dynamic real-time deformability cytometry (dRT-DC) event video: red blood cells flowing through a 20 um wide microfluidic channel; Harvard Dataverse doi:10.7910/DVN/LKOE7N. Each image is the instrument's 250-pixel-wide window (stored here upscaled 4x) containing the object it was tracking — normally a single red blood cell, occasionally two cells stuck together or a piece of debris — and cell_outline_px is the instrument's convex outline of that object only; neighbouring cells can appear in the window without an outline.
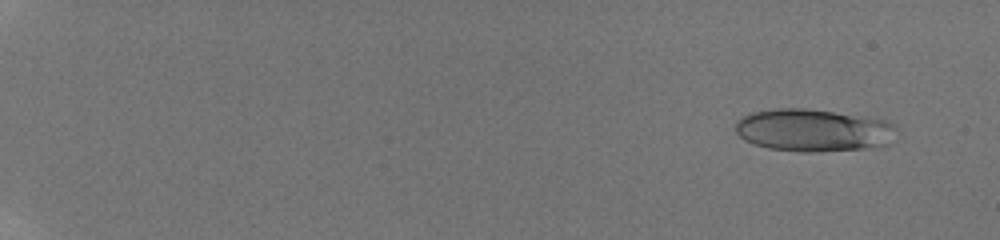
{"species": "human", "species_latin": "Homo sapiens", "temperature_condition": "room temperature", "stored_images_in_passage": 94, "camera_frame_rate_fps": 3000, "um_per_image_px": 0.085, "donor": {"sex": "male"}, "frame": {"image": 1, "passage_image": 10, "time_ms": 1.333, "image_size_px": [1000, 240], "cell_outline_px": [[892, 128], [888, 144], [864, 148], [812, 152], [800, 152], [768, 148], [744, 140], [736, 132], [736, 120], [752, 112], [776, 108], [804, 108], [832, 112], [884, 120], [892, 124]], "centroid_in_image_um": [69.01, 11.07], "position_along_channel_um": 16.0, "area_um2": 39.07}}
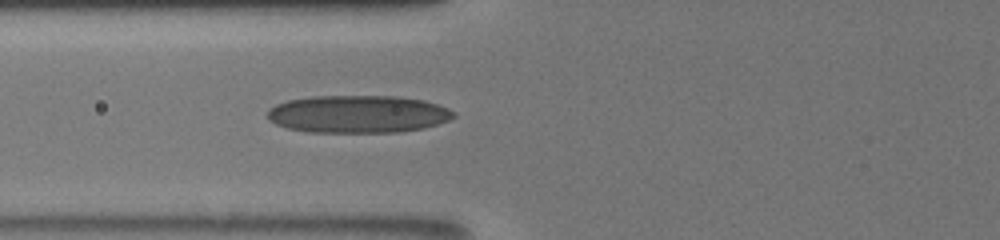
{"frame": {"image": 2, "passage_image": 52, "time_ms": 8.333, "image_size_px": [1000, 240], "cell_outline_px": [[456, 116], [448, 120], [424, 128], [400, 132], [308, 132], [288, 128], [276, 124], [268, 120], [268, 108], [276, 104], [288, 100], [312, 96], [392, 96], [424, 100], [448, 108], [456, 112]], "centroid_in_image_um": [30.42, 9.7], "position_along_channel_um": 95.4, "area_um2": 40.86}}
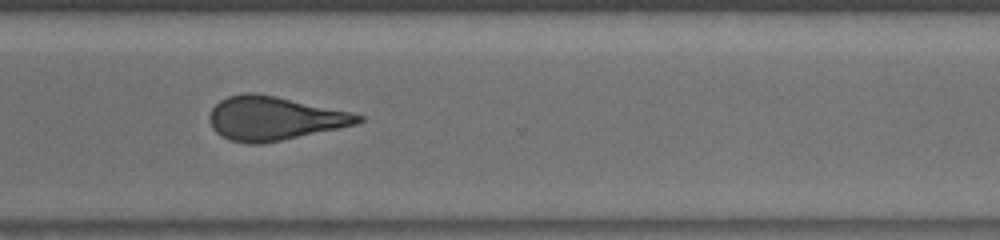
{"frame": {"image": 3, "passage_image": 93, "time_ms": 14.667, "image_size_px": [1000, 240], "cell_outline_px": [[364, 120], [356, 124], [280, 140], [260, 144], [248, 144], [228, 140], [216, 132], [212, 128], [208, 120], [208, 116], [212, 108], [220, 100], [228, 96], [244, 92], [256, 92], [276, 96], [352, 112], [364, 116]], "centroid_in_image_um": [23.25, 10.05], "position_along_channel_um": 347.3, "area_um2": 37.86}}